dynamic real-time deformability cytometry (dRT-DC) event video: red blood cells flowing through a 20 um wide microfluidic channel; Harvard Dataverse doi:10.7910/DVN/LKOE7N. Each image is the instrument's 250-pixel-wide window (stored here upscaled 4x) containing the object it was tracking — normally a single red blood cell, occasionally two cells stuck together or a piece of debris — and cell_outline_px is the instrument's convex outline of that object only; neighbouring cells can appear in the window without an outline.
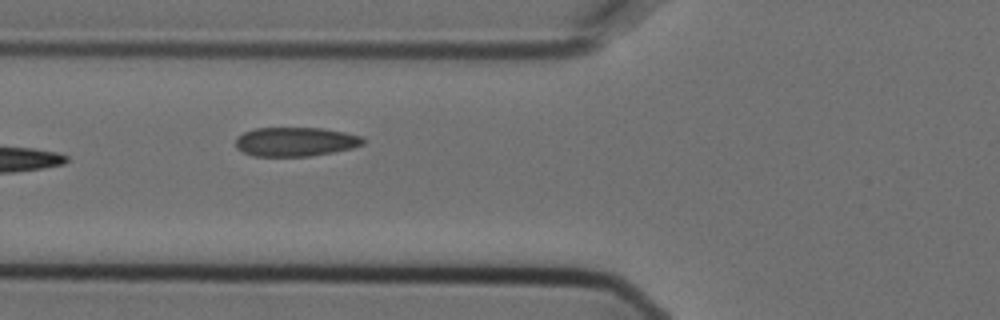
{"species": "Egyptian fruit bat (a non-hibernating species)", "species_latin": "Rousettus aegyptiacus", "temperature_condition": "cold", "stored_images_in_passage": 3, "camera_frame_rate_fps": 3000, "um_per_image_px": 0.085, "animal": {"sex": "female"}, "frame": {"image": 1, "passage_image": 2, "time_ms": 0.333, "image_size_px": [1000, 320], "cell_outline_px": [[364, 144], [352, 148], [332, 152], [308, 156], [252, 156], [236, 148], [236, 136], [244, 132], [256, 128], [324, 128], [344, 132], [360, 136], [364, 140]], "centroid_in_image_um": [25.09, 12.04], "position_along_channel_um": 100.7, "area_um2": 21.56}}
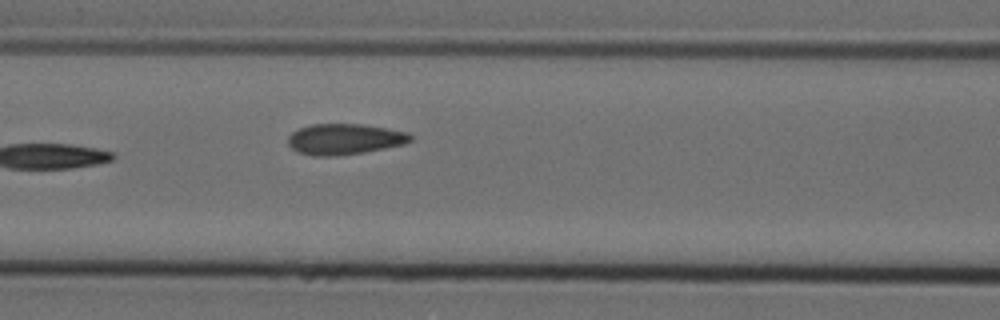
{"frame": {"image": 2, "passage_image": 3, "time_ms": 0.667, "image_size_px": [1000, 320], "cell_outline_px": [[412, 140], [404, 144], [364, 152], [336, 156], [312, 156], [296, 152], [288, 144], [288, 136], [292, 132], [300, 128], [312, 124], [364, 124], [388, 128], [408, 132], [412, 136]], "centroid_in_image_um": [29.28, 11.83], "position_along_channel_um": 137.3, "area_um2": 22.14}}